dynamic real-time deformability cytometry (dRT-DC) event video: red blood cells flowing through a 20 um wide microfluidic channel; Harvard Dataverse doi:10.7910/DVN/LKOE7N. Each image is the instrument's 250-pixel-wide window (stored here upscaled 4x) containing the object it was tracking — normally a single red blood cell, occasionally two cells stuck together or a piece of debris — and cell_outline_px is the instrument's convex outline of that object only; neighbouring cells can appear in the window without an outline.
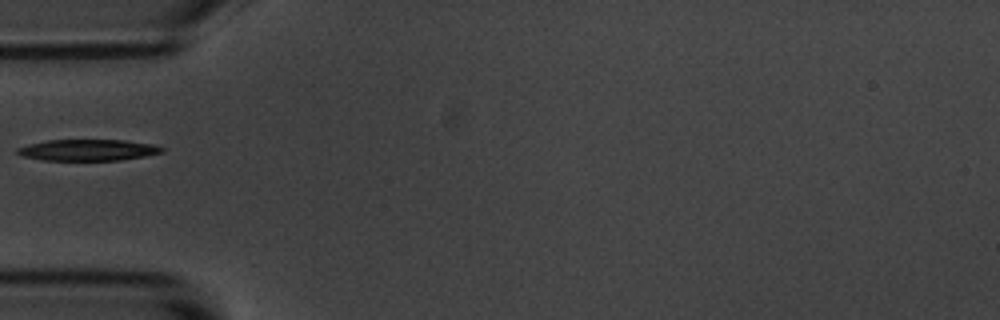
{"species": "common noctule bat (a hibernating species)", "species_latin": "Nyctalus noctula", "temperature_condition": "room temperature", "stored_images_in_passage": 38, "camera_frame_rate_fps": 3000, "um_per_image_px": 0.085, "animal": {"sex": "male", "body_mass_g": 20.1, "forearm_length_mm": 53.5}, "frame": {"image": 1, "passage_image": 1, "time_ms": 0.0, "image_size_px": [1000, 320], "cell_outline_px": [[164, 152], [144, 156], [120, 160], [44, 160], [20, 156], [16, 152], [16, 148], [28, 144], [48, 140], [124, 140], [152, 144], [164, 148]], "centroid_in_image_um": [7.44, 12.75], "position_along_channel_um": 77.6, "area_um2": 17.92}}
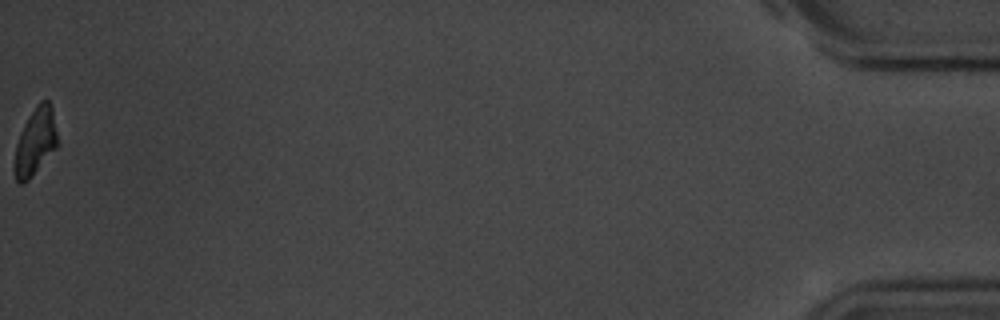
{"frame": {"image": 2, "passage_image": 38, "time_ms": 12.333, "image_size_px": [1000, 320], "cell_outline_px": [[56, 148], [32, 176], [24, 184], [20, 184], [16, 180], [12, 168], [16, 144], [24, 124], [28, 116], [36, 104], [40, 100], [48, 100], [52, 108], [56, 132]], "centroid_in_image_um": [2.96, 12.07], "position_along_channel_um": 432.2, "area_um2": 16.82}}